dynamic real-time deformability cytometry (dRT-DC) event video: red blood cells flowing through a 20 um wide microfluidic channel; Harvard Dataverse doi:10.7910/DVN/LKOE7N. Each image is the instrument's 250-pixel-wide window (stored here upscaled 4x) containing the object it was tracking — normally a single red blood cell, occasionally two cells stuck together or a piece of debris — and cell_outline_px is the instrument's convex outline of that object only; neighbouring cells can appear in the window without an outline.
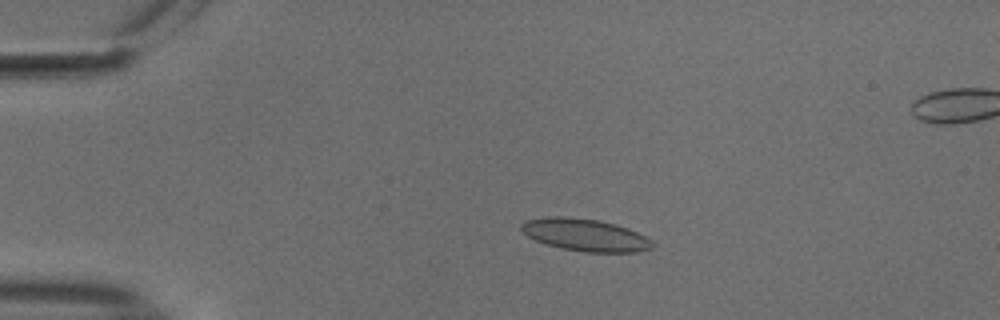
{"species": "common noctule bat (a hibernating species)", "species_latin": "Nyctalus noctula", "temperature_condition": "cold", "stored_images_in_passage": 54, "camera_frame_rate_fps": 3000, "um_per_image_px": 0.085, "animal": {"sex": "male", "body_mass_g": 18.8}, "frame": {"image": 1, "passage_image": 11, "time_ms": 3.333, "image_size_px": [1000, 320], "cell_outline_px": [[656, 244], [652, 248], [636, 252], [584, 252], [560, 248], [536, 240], [528, 236], [520, 228], [520, 224], [524, 220], [548, 216], [564, 216], [600, 220], [616, 224], [628, 228], [652, 240]], "centroid_in_image_um": [49.74, 19.96], "position_along_channel_um": 35.3, "area_um2": 24.8}}
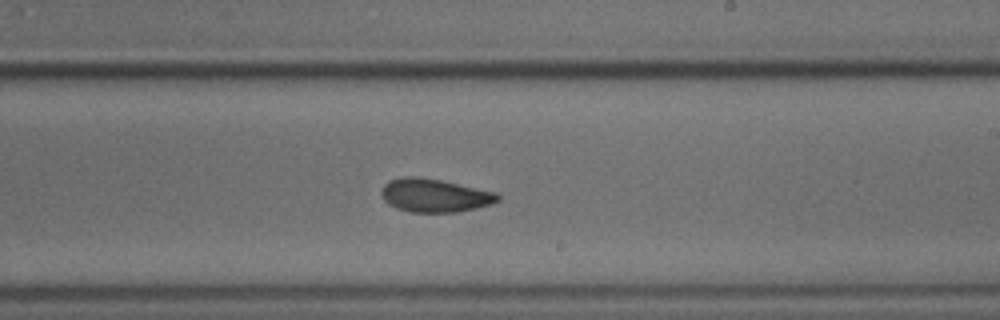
{"frame": {"image": 2, "passage_image": 32, "time_ms": 10.333, "image_size_px": [1000, 320], "cell_outline_px": [[500, 200], [492, 204], [476, 208], [456, 212], [408, 212], [396, 208], [388, 204], [384, 200], [380, 192], [384, 184], [388, 180], [400, 176], [420, 176], [440, 180], [496, 192], [500, 196]], "centroid_in_image_um": [36.91, 16.6], "position_along_channel_um": 252.1, "area_um2": 22.83}}
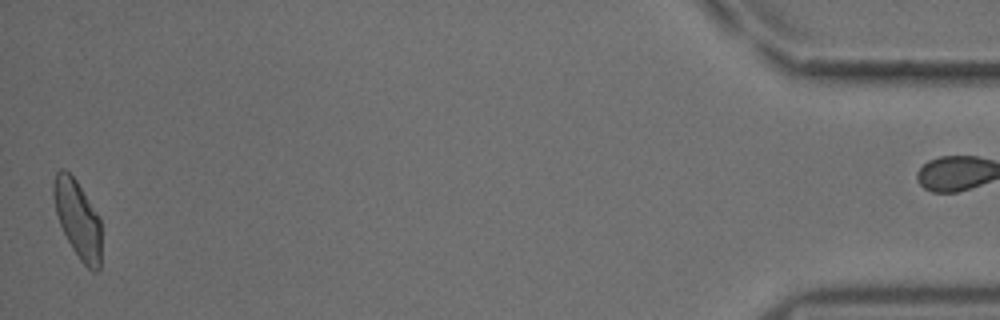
{"frame": {"image": 3, "passage_image": 53, "time_ms": 17.333, "image_size_px": [1000, 320], "cell_outline_px": [[100, 268], [96, 272], [92, 272], [80, 260], [72, 248], [60, 224], [56, 212], [52, 192], [52, 184], [56, 172], [60, 168], [64, 168], [76, 180], [100, 216]], "centroid_in_image_um": [6.6, 18.6], "position_along_channel_um": 428.6, "area_um2": 21.68}}